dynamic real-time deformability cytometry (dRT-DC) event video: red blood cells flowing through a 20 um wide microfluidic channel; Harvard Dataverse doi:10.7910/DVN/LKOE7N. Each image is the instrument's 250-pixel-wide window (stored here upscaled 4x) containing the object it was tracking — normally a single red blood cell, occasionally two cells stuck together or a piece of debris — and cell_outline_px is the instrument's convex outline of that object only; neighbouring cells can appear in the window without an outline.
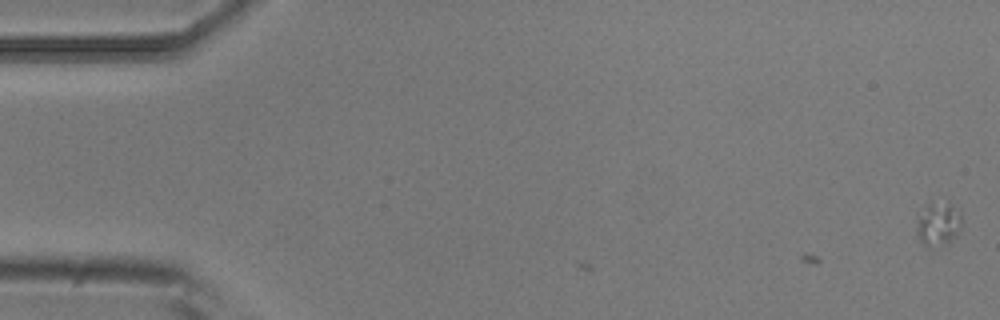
{"species": "common noctule bat (a hibernating species)", "species_latin": "Nyctalus noctula", "temperature_condition": "room temperature", "stored_images_in_passage": 3, "camera_frame_rate_fps": 3000, "um_per_image_px": 0.085, "animal": {"sex": "male", "body_mass_g": 20.5, "forearm_length_mm": 52.5}, "frame": {"image": 1, "passage_image": 1, "time_ms": 0.0, "image_size_px": [1000, 320], "cell_outline_px": [[960, 228], [956, 236], [940, 244], [928, 248], [920, 240], [916, 232], [916, 228], [920, 216], [928, 204], [932, 204], [948, 208], [960, 212]], "centroid_in_image_um": [79.71, 19.14], "position_along_channel_um": 5.3, "area_um2": 10.23}}